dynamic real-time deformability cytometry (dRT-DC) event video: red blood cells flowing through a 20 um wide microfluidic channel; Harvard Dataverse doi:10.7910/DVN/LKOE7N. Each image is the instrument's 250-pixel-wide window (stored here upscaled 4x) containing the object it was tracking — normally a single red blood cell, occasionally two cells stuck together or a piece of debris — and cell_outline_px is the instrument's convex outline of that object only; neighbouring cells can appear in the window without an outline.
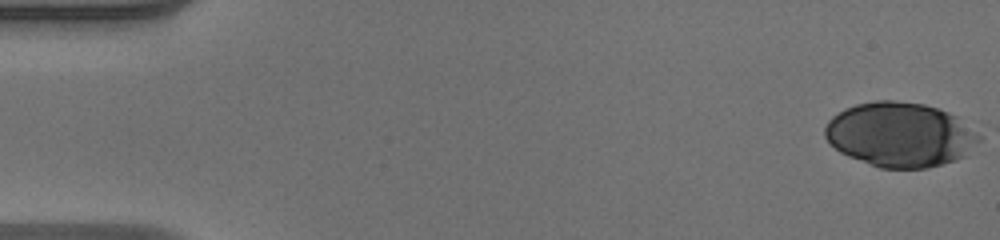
{"species": "human", "species_latin": "Homo sapiens", "temperature_condition": "warm", "stored_images_in_passage": 49, "camera_frame_rate_fps": 3000, "um_per_image_px": 0.085, "donor": {"sex": "male"}, "frame": {"image": 1, "passage_image": 1, "time_ms": 0.0, "image_size_px": [1000, 240], "cell_outline_px": [[980, 140], [964, 156], [956, 160], [928, 168], [880, 168], [848, 156], [840, 152], [824, 136], [824, 128], [828, 120], [832, 116], [844, 108], [856, 104], [876, 100], [892, 100], [924, 104], [948, 112], [956, 116], [980, 136]], "centroid_in_image_um": [76.47, 11.44], "position_along_channel_um": 8.5, "area_um2": 57.74}}
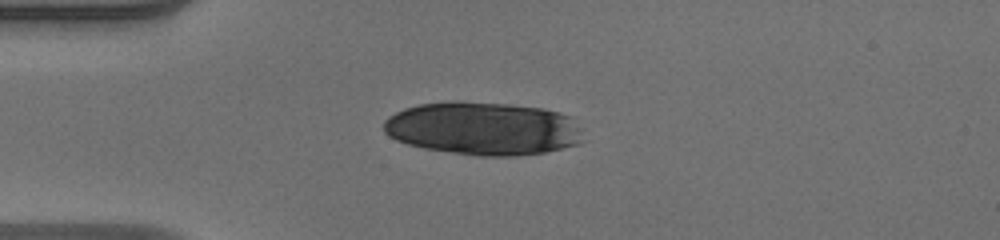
{"frame": {"image": 2, "passage_image": 13, "time_ms": 4.0, "image_size_px": [1000, 240], "cell_outline_px": [[584, 140], [580, 144], [544, 152], [516, 156], [476, 156], [424, 148], [408, 144], [396, 140], [388, 136], [384, 132], [384, 120], [388, 116], [404, 108], [420, 104], [452, 100], [460, 100], [508, 104], [544, 108], [560, 112], [572, 116], [580, 128]], "centroid_in_image_um": [41.08, 10.91], "position_along_channel_um": 43.9, "area_um2": 62.54}}